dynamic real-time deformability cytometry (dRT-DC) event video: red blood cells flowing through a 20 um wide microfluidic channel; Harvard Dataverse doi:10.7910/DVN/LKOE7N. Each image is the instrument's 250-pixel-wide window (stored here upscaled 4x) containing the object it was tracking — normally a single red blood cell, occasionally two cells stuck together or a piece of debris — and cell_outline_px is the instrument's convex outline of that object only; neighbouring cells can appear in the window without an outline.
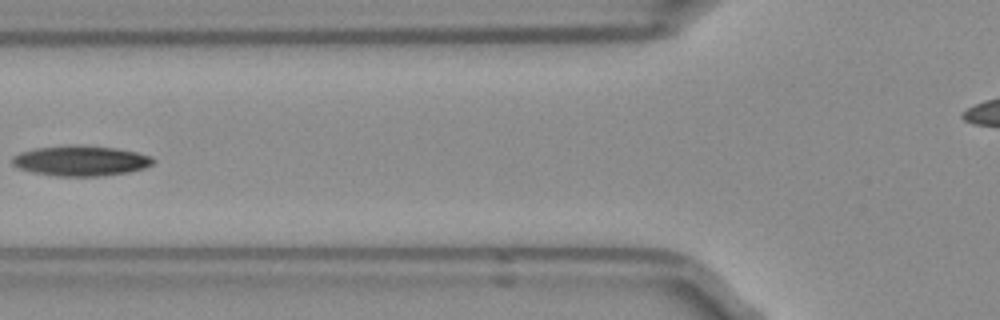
{"species": "Egyptian fruit bat (a non-hibernating species)", "species_latin": "Rousettus aegyptiacus", "temperature_condition": "room temperature", "stored_images_in_passage": 6, "camera_frame_rate_fps": 3000, "um_per_image_px": 0.085, "frame": {"image": 1, "passage_image": 5, "time_ms": 1.333, "image_size_px": [1000, 320], "cell_outline_px": [[156, 160], [152, 164], [144, 168], [128, 172], [104, 176], [56, 176], [32, 172], [20, 168], [12, 164], [12, 156], [20, 152], [36, 148], [72, 144], [116, 148], [136, 152], [148, 156]], "centroid_in_image_um": [6.85, 13.66], "position_along_channel_um": 119.0, "area_um2": 24.85}}